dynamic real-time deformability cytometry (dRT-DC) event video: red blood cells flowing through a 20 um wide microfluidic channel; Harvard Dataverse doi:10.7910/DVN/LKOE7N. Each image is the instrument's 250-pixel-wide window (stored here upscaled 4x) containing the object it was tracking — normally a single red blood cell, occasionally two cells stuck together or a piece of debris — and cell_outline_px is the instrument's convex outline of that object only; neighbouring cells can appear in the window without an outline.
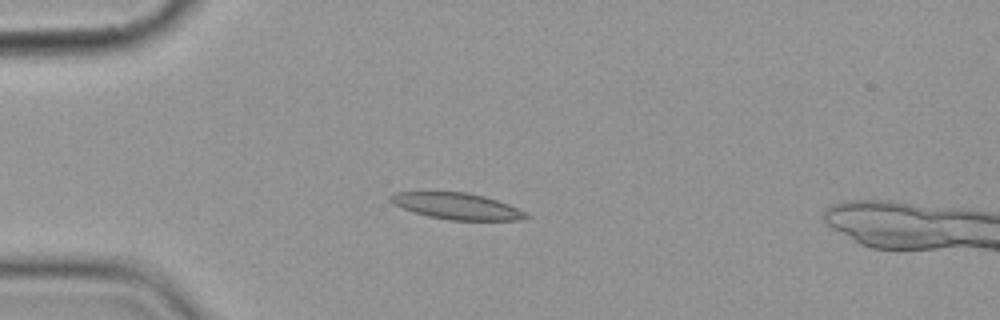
{"species": "common noctule bat (a hibernating species)", "species_latin": "Nyctalus noctula", "temperature_condition": "cold", "stored_images_in_passage": 8, "camera_frame_rate_fps": 3000, "um_per_image_px": 0.085, "animal": {"sex": "female", "body_mass_g": 19.9}, "frame": {"image": 1, "passage_image": 2, "time_ms": 1.333, "image_size_px": [1000, 320], "cell_outline_px": [[532, 216], [520, 220], [448, 220], [428, 216], [392, 204], [388, 200], [388, 196], [392, 192], [468, 192], [484, 196], [508, 204], [528, 212]], "centroid_in_image_um": [38.85, 17.52], "position_along_channel_um": 46.2, "area_um2": 20.92}}
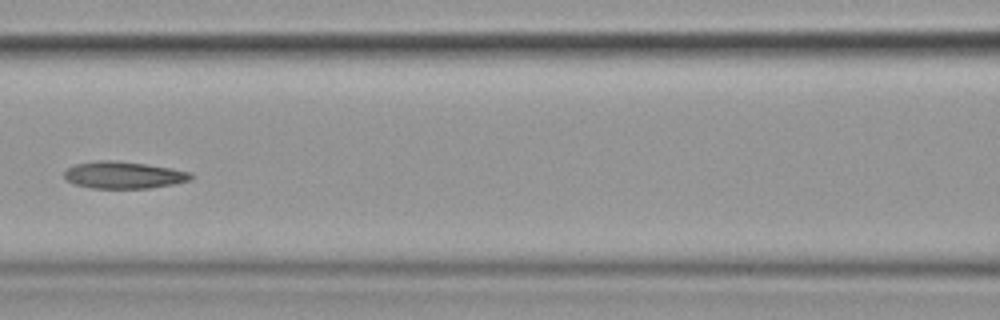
{"frame": {"image": 2, "passage_image": 5, "time_ms": 5.0, "image_size_px": [1000, 320], "cell_outline_px": [[192, 180], [176, 184], [148, 188], [92, 188], [72, 184], [64, 180], [64, 172], [68, 168], [76, 164], [100, 160], [112, 160], [144, 164], [192, 172]], "centroid_in_image_um": [10.49, 14.89], "position_along_channel_um": 156.1, "area_um2": 19.94}}
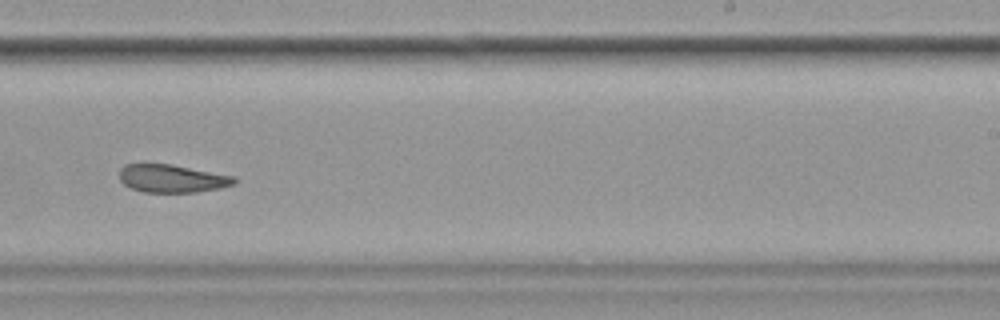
{"frame": {"image": 3, "passage_image": 8, "time_ms": 8.333, "image_size_px": [1000, 320], "cell_outline_px": [[236, 184], [220, 188], [196, 192], [144, 192], [132, 188], [124, 184], [120, 180], [120, 168], [124, 164], [144, 160], [172, 164], [236, 176]], "centroid_in_image_um": [14.58, 15.12], "position_along_channel_um": 274.4, "area_um2": 19.48}}